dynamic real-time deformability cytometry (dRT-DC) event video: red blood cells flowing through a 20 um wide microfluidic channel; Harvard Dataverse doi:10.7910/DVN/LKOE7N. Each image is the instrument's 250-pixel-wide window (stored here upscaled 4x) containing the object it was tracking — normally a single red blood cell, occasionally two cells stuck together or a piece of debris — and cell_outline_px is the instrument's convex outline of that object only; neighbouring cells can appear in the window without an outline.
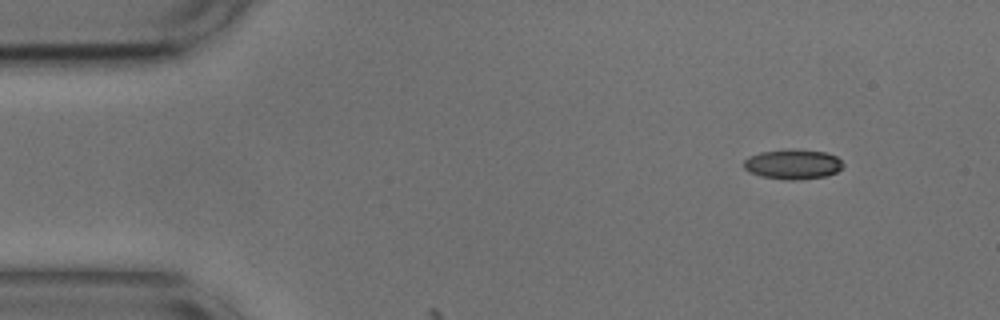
{"species": "common noctule bat (a hibernating species)", "species_latin": "Nyctalus noctula", "temperature_condition": "cold", "stored_images_in_passage": 49, "camera_frame_rate_fps": 3000, "um_per_image_px": 0.085, "animal": {"sex": "male", "body_mass_g": 17.9, "forearm_length_mm": 54.2}, "frame": {"image": 1, "passage_image": 1, "time_ms": 0.0, "image_size_px": [1000, 320], "cell_outline_px": [[840, 168], [836, 172], [824, 176], [764, 176], [752, 172], [744, 164], [752, 156], [768, 152], [824, 152], [836, 156], [840, 160]], "centroid_in_image_um": [67.47, 13.94], "position_along_channel_um": 17.5, "area_um2": 14.62}}
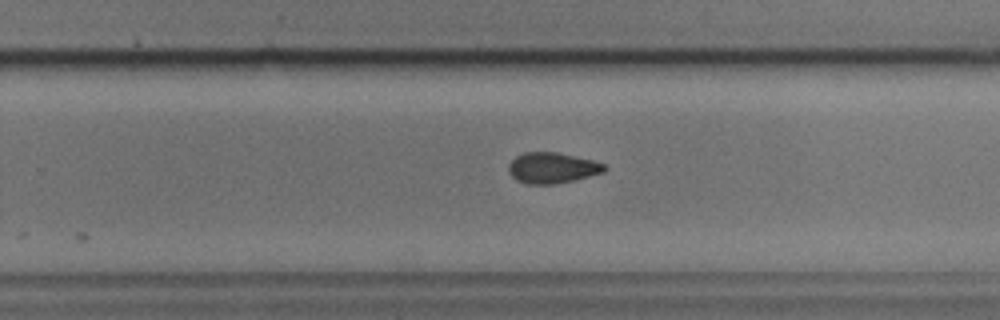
{"frame": {"image": 2, "passage_image": 29, "time_ms": 9.333, "image_size_px": [1000, 320], "cell_outline_px": [[604, 168], [600, 172], [568, 180], [544, 184], [540, 184], [520, 180], [512, 176], [508, 168], [512, 160], [528, 152], [552, 152], [588, 160], [604, 164]], "centroid_in_image_um": [46.87, 14.25], "position_along_channel_um": 282.9, "area_um2": 15.61}}
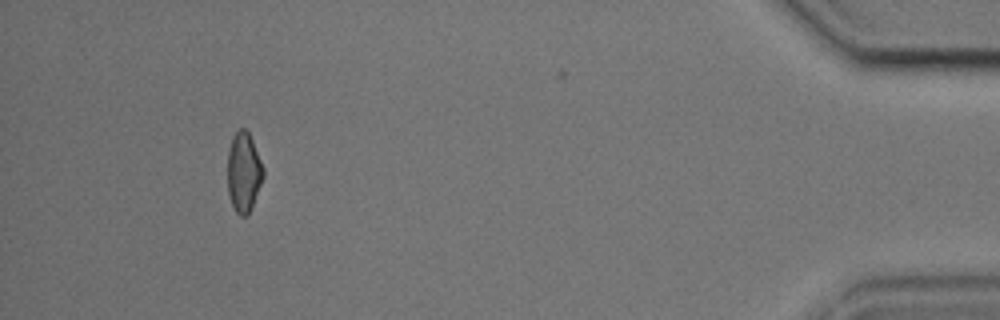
{"frame": {"image": 3, "passage_image": 45, "time_ms": 14.667, "image_size_px": [1000, 320], "cell_outline_px": [[264, 172], [252, 204], [248, 212], [244, 216], [236, 212], [232, 204], [228, 188], [228, 156], [232, 140], [236, 132], [240, 128], [244, 128], [248, 132]], "centroid_in_image_um": [20.69, 14.62], "position_along_channel_um": 414.5, "area_um2": 15.55}, "authors_computed_cell_mechanics": {"area_um2": 15.3748, "velocity_mm_per_s": 3.7338, "shape_relaxation_time_tau1_ms": null, "shape_relaxation_time_tau2_ms": 3.9989, "deformation_change_tau1": null, "deformation_change_tau2": 0.0959}}